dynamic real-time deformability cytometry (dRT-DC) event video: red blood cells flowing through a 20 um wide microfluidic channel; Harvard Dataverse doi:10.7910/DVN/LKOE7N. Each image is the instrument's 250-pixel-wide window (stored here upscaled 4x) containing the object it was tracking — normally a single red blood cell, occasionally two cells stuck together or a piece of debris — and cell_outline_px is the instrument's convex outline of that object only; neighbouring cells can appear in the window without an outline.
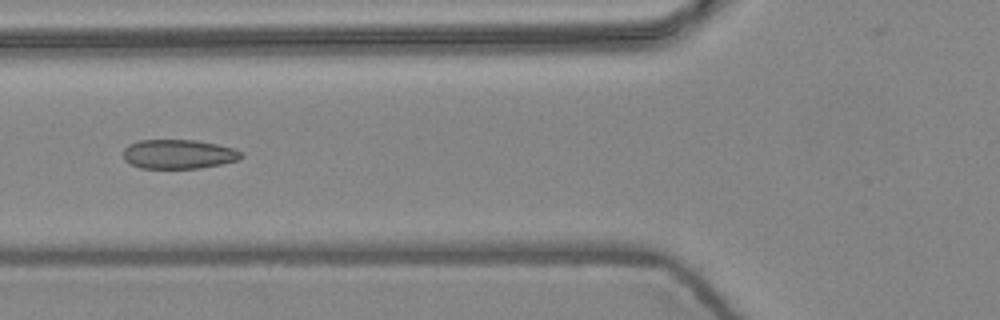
{"species": "common noctule bat (a hibernating species)", "species_latin": "Nyctalus noctula", "temperature_condition": "warm", "stored_images_in_passage": 7, "camera_frame_rate_fps": 3000, "um_per_image_px": 0.085, "animal": {"sex": "female", "body_mass_g": 24.6, "forearm_length_mm": 56.2}, "frame": {"image": 1, "passage_image": 5, "time_ms": 1.333, "image_size_px": [1000, 320], "cell_outline_px": [[244, 156], [240, 160], [200, 168], [140, 168], [124, 160], [124, 148], [128, 144], [140, 140], [196, 140], [236, 148], [244, 152]], "centroid_in_image_um": [15.23, 13.1], "position_along_channel_um": 110.6, "area_um2": 20.29}}
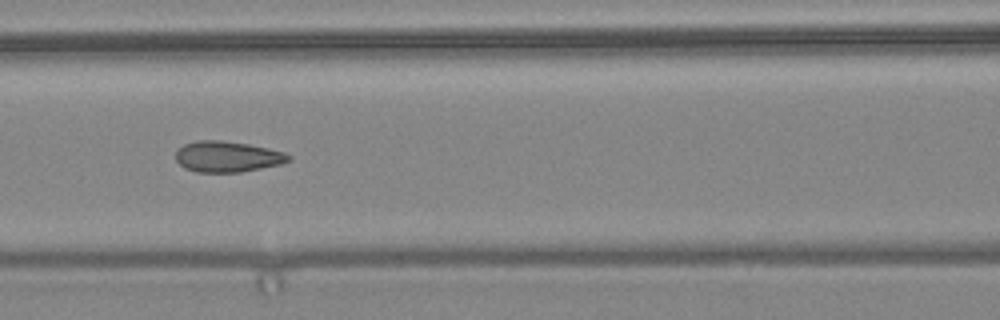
{"frame": {"image": 2, "passage_image": 6, "time_ms": 1.667, "image_size_px": [1000, 320], "cell_outline_px": [[292, 160], [280, 164], [240, 172], [196, 172], [184, 168], [176, 160], [176, 148], [184, 144], [196, 140], [224, 140], [248, 144], [268, 148], [284, 152], [292, 156]], "centroid_in_image_um": [19.31, 13.3], "position_along_channel_um": 147.3, "area_um2": 20.46}}
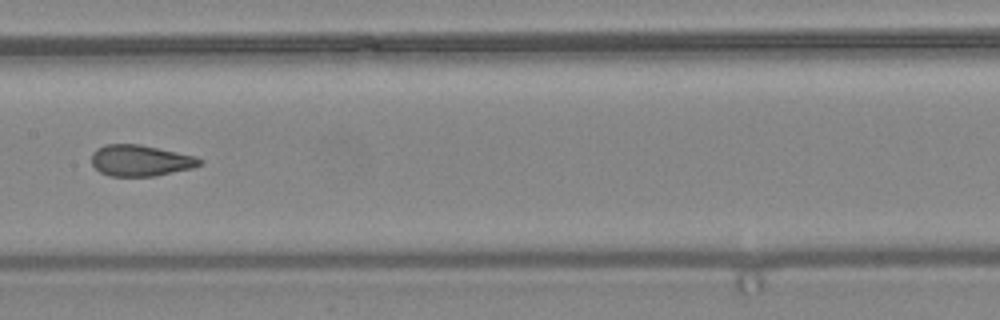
{"frame": {"image": 3, "passage_image": 7, "time_ms": 2.0, "image_size_px": [1000, 320], "cell_outline_px": [[204, 160], [200, 164], [192, 168], [156, 176], [108, 176], [100, 172], [92, 164], [92, 152], [96, 148], [104, 144], [140, 144], [196, 156]], "centroid_in_image_um": [11.93, 13.64], "position_along_channel_um": 195.5, "area_um2": 19.77}}